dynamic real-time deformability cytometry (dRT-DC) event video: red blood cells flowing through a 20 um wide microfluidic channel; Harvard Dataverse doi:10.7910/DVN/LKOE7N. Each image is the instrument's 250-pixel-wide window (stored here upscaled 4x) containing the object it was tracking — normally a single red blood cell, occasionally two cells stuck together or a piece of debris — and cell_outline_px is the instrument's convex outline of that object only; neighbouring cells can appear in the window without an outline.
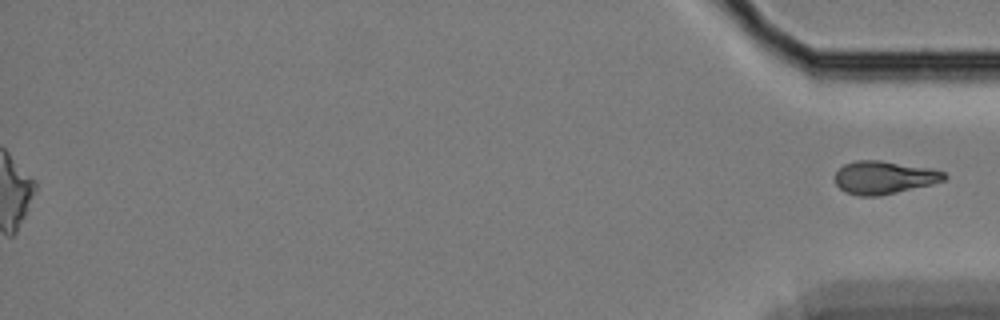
{"species": "Egyptian fruit bat (a non-hibernating species)", "species_latin": "Rousettus aegyptiacus", "temperature_condition": "cold", "stored_images_in_passage": 44, "segment_of_instrument_passage": [2, 2], "camera_frame_rate_fps": 3000, "um_per_image_px": 0.085, "animal": {"sex": "female"}, "frame": {"image": 1, "passage_image": 44, "time_ms": 14.333, "image_size_px": [1000, 320], "cell_outline_px": [[948, 176], [944, 180], [932, 184], [896, 192], [876, 196], [860, 196], [844, 192], [836, 184], [836, 172], [844, 164], [856, 160], [880, 160], [932, 168], [944, 172]], "centroid_in_image_um": [75.15, 15.08], "position_along_channel_um": 360.1, "area_um2": 20.92}}